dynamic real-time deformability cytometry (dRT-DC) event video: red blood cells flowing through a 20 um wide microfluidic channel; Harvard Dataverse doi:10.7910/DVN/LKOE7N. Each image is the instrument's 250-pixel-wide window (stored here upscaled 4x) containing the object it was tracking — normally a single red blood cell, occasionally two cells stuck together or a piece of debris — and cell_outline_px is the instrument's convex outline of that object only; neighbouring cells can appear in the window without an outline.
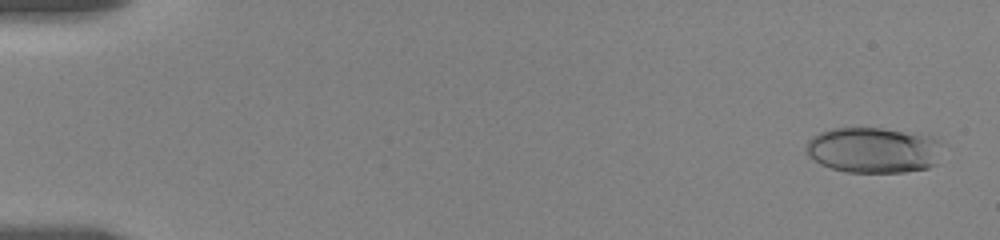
{"species": "human", "species_latin": "Homo sapiens", "temperature_condition": "room temperature", "stored_images_in_passage": 18, "camera_frame_rate_fps": 3000, "um_per_image_px": 0.085, "donor": {"sex": "female"}, "frame": {"image": 1, "passage_image": 1, "time_ms": 0.0, "image_size_px": [1000, 240], "cell_outline_px": [[944, 144], [936, 164], [928, 168], [904, 172], [844, 172], [820, 164], [808, 156], [804, 148], [808, 140], [812, 136], [820, 132], [832, 128], [880, 128], [920, 132], [944, 140]], "centroid_in_image_um": [74.3, 12.74], "position_along_channel_um": 10.7, "area_um2": 37.22}}
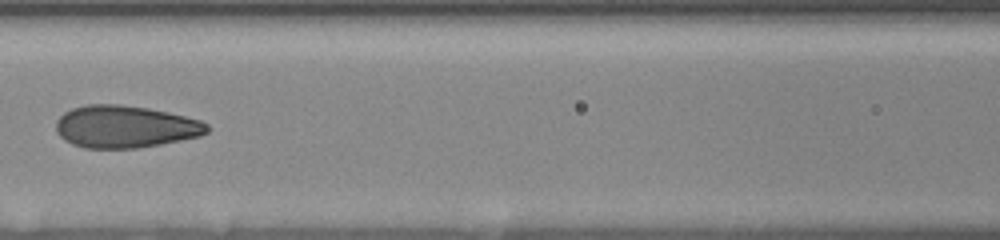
{"frame": {"image": 2, "passage_image": 14, "time_ms": 8.333, "image_size_px": [1000, 240], "cell_outline_px": [[208, 132], [200, 136], [160, 144], [136, 148], [84, 148], [72, 144], [64, 140], [56, 132], [56, 120], [64, 112], [72, 108], [88, 104], [120, 104], [148, 108], [168, 112], [200, 120], [208, 124]], "centroid_in_image_um": [10.61, 10.76], "position_along_channel_um": 156.0, "area_um2": 37.28}}
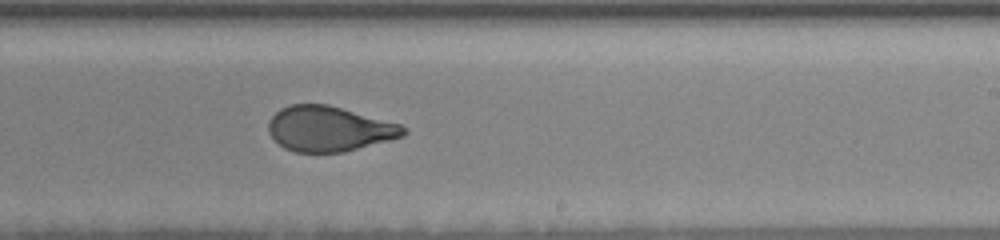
{"frame": {"image": 3, "passage_image": 18, "time_ms": 11.333, "image_size_px": [1000, 240], "cell_outline_px": [[408, 132], [404, 136], [344, 152], [296, 152], [284, 148], [268, 132], [268, 120], [280, 108], [292, 104], [328, 104], [400, 124], [408, 128]], "centroid_in_image_um": [27.98, 10.94], "position_along_channel_um": 261.0, "area_um2": 35.49}}